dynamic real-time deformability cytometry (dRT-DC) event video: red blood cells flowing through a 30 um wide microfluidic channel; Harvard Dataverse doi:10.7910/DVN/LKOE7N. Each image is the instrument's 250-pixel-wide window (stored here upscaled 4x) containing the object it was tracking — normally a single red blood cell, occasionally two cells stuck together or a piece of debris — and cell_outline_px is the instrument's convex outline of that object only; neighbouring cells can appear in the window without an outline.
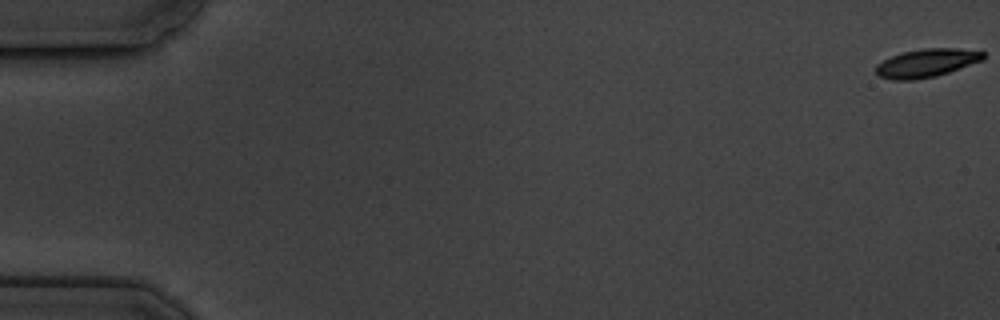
{"species": "common noctule bat (a hibernating species)", "species_latin": "Nyctalus noctula", "temperature_condition": "cold", "stored_images_in_passage": 6, "camera_frame_rate_fps": 3000, "um_per_image_px": 0.085, "animal": {"sex": "male", "body_mass_g": 19.5, "forearm_length_mm": 54.6}, "frame": {"image": 1, "passage_image": 1, "time_ms": 0.0, "image_size_px": [1000, 320], "cell_outline_px": [[984, 60], [936, 76], [912, 80], [892, 80], [880, 76], [876, 72], [876, 64], [892, 56], [904, 52], [924, 48], [956, 48], [984, 52]], "centroid_in_image_um": [78.76, 5.36], "position_along_channel_um": 6.2, "area_um2": 17.51}}
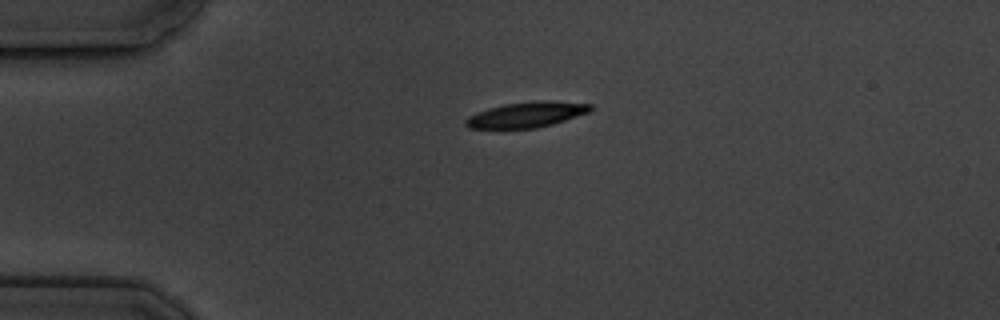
{"frame": {"image": 2, "passage_image": 5, "time_ms": 4.667, "image_size_px": [1000, 320], "cell_outline_px": [[592, 108], [588, 112], [552, 124], [536, 128], [468, 128], [464, 124], [464, 120], [468, 116], [476, 112], [488, 108], [504, 104], [544, 100], [552, 100], [592, 104]], "centroid_in_image_um": [44.72, 9.74], "position_along_channel_um": 40.3, "area_um2": 18.44}}